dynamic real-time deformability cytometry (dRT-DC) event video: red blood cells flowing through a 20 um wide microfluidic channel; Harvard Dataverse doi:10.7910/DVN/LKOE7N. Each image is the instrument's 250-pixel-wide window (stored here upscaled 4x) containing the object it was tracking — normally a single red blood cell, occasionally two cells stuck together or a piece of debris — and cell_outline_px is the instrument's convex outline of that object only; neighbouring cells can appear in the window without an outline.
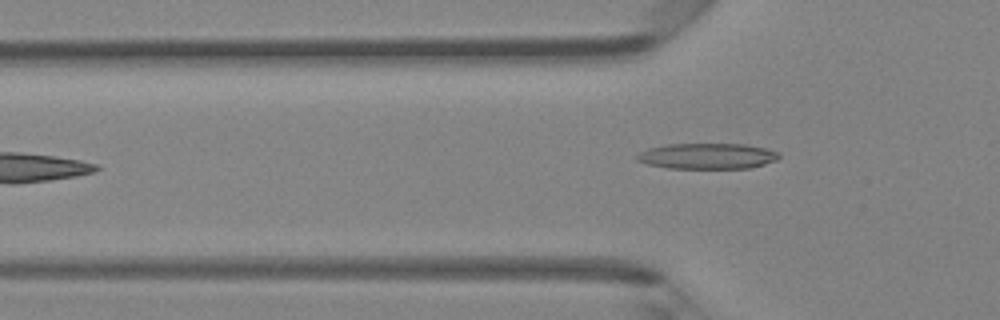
{"species": "Egyptian fruit bat (a non-hibernating species)", "species_latin": "Rousettus aegyptiacus", "temperature_condition": "room temperature", "stored_images_in_passage": 6, "camera_frame_rate_fps": 3000, "um_per_image_px": 0.085, "animal": {"sex": "female"}, "frame": {"image": 1, "passage_image": 6, "time_ms": 1.667, "image_size_px": [1000, 320], "cell_outline_px": [[780, 156], [776, 160], [764, 164], [748, 168], [668, 168], [648, 164], [636, 160], [636, 156], [640, 152], [648, 148], [668, 144], [748, 144], [780, 152]], "centroid_in_image_um": [60.13, 13.26], "position_along_channel_um": 65.7, "area_um2": 21.27}}